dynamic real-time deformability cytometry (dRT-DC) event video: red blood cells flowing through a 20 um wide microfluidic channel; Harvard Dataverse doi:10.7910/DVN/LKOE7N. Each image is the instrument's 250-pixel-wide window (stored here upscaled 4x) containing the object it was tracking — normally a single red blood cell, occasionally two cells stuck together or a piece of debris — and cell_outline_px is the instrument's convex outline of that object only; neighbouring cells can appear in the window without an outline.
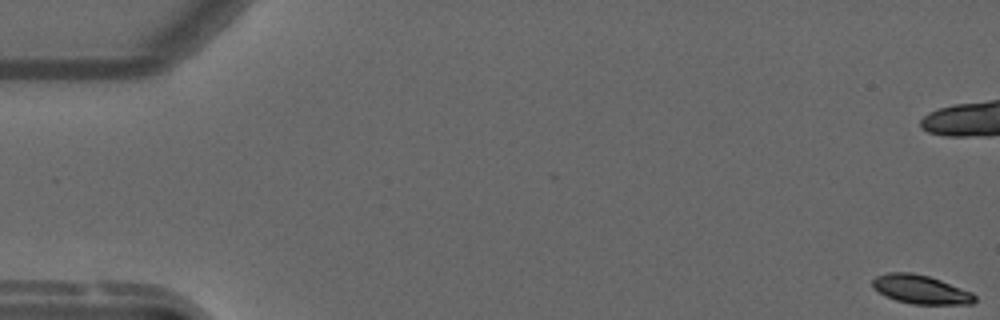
{"species": "common noctule bat (a hibernating species)", "species_latin": "Nyctalus noctula", "temperature_condition": "warm", "stored_images_in_passage": 56, "camera_frame_rate_fps": 3000, "um_per_image_px": 0.085, "animal": {"sex": "male", "forearm_length_mm": 52.5}, "frame": {"image": 1, "passage_image": 1, "time_ms": 0.0, "image_size_px": [1000, 320], "cell_outline_px": [[972, 300], [932, 304], [928, 304], [904, 300], [892, 296], [884, 292], [876, 284], [892, 276], [924, 276], [936, 280], [972, 296]], "centroid_in_image_um": [78.35, 24.66], "position_along_channel_um": 6.6, "area_um2": 12.72}}